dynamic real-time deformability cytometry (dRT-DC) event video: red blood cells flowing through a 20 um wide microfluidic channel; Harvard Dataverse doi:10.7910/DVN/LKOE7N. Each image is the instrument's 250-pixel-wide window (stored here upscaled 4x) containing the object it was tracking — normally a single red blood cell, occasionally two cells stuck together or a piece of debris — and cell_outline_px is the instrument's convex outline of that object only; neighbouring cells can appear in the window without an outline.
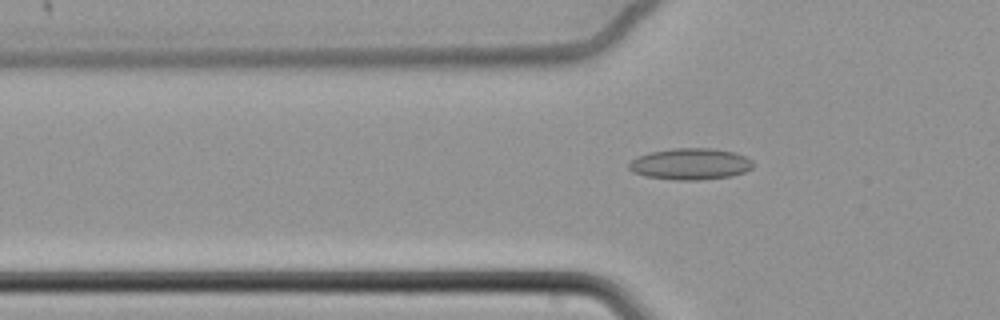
{"species": "common noctule bat (a hibernating species)", "species_latin": "Nyctalus noctula", "temperature_condition": "cold", "stored_images_in_passage": 63, "camera_frame_rate_fps": 3000, "um_per_image_px": 0.085, "animal": {"sex": "female", "body_mass_g": 22.7, "forearm_length_mm": 54.2}, "frame": {"image": 1, "passage_image": 23, "time_ms": 7.333, "image_size_px": [1000, 320], "cell_outline_px": [[752, 168], [744, 172], [732, 176], [700, 180], [676, 180], [644, 176], [632, 172], [628, 168], [628, 164], [636, 156], [648, 152], [672, 148], [712, 148], [732, 152], [744, 156], [752, 160]], "centroid_in_image_um": [58.64, 13.94], "position_along_channel_um": 67.2, "area_um2": 22.89}}
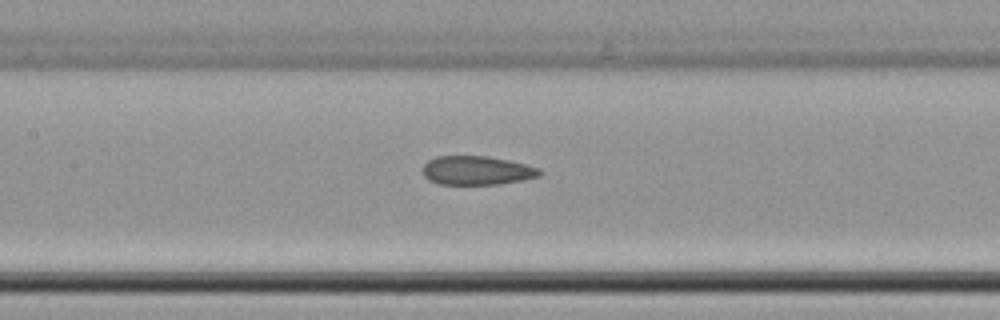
{"frame": {"image": 2, "passage_image": 32, "time_ms": 10.333, "image_size_px": [1000, 320], "cell_outline_px": [[544, 172], [540, 176], [524, 180], [500, 184], [440, 184], [428, 180], [424, 176], [424, 164], [428, 160], [436, 156], [488, 156], [508, 160], [540, 168]], "centroid_in_image_um": [40.56, 14.49], "position_along_channel_um": 166.8, "area_um2": 19.77}}
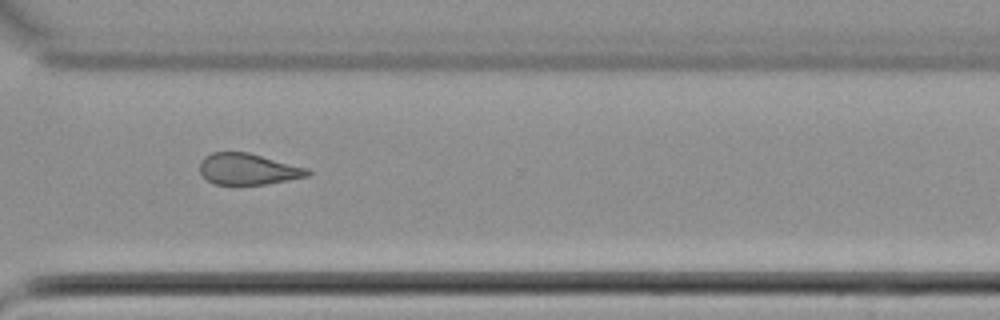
{"frame": {"image": 3, "passage_image": 48, "time_ms": 15.667, "image_size_px": [1000, 320], "cell_outline_px": [[312, 172], [308, 176], [288, 180], [264, 184], [212, 184], [200, 172], [200, 160], [204, 156], [212, 152], [248, 152], [308, 168]], "centroid_in_image_um": [21.07, 14.36], "position_along_channel_um": 349.5, "area_um2": 19.59}, "authors_computed_cell_mechanics": {"area_um2": 21.3282, "velocity_mm_per_s": 3.417, "shape_relaxation_time_tau1_ms": null, "shape_relaxation_time_tau2_ms": 4.7551, "deformation_change_tau1": null, "deformation_change_tau2": 0.1303}}